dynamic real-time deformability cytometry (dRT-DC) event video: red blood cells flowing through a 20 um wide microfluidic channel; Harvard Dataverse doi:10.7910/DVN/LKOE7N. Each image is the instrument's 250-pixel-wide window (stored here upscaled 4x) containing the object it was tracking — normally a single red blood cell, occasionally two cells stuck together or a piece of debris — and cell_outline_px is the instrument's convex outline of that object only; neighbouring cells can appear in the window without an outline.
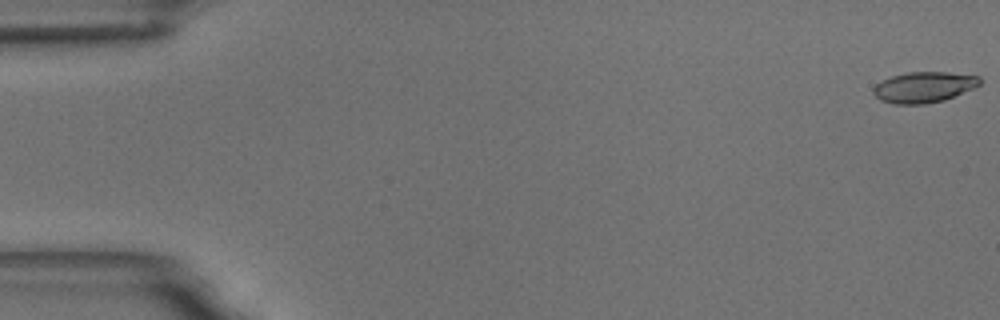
{"species": "common noctule bat (a hibernating species)", "species_latin": "Nyctalus noctula", "temperature_condition": "room temperature", "stored_images_in_passage": 14, "camera_frame_rate_fps": 3000, "um_per_image_px": 0.085, "animal": {"sex": "male", "body_mass_g": 18.8}, "frame": {"image": 1, "passage_image": 1, "time_ms": 0.0, "image_size_px": [1000, 320], "cell_outline_px": [[980, 84], [972, 88], [944, 100], [924, 104], [896, 104], [880, 100], [872, 92], [872, 88], [876, 84], [892, 76], [908, 72], [948, 72], [980, 76]], "centroid_in_image_um": [78.51, 7.4], "position_along_channel_um": 6.5, "area_um2": 18.9}}